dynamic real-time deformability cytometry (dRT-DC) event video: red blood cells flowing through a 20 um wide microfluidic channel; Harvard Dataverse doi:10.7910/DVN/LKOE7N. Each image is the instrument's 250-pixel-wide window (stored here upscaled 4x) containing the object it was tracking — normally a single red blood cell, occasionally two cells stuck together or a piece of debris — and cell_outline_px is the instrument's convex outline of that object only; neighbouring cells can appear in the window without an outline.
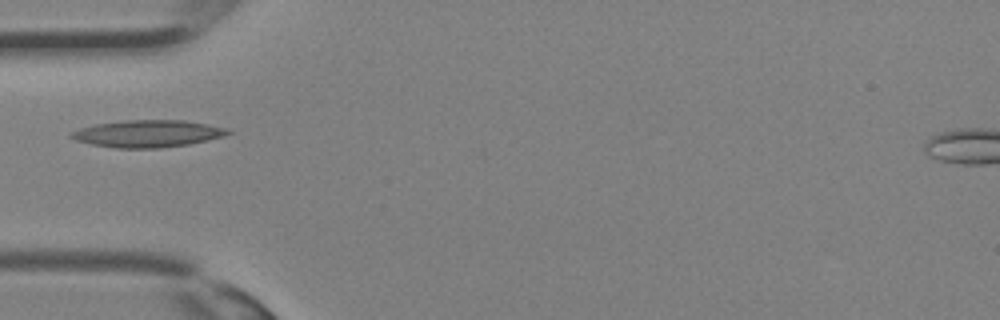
{"species": "Egyptian fruit bat (a non-hibernating species)", "species_latin": "Rousettus aegyptiacus", "temperature_condition": "room temperature", "stored_images_in_passage": 24, "camera_frame_rate_fps": 3000, "um_per_image_px": 0.085, "animal": {"sex": "female"}, "frame": {"image": 1, "passage_image": 1, "time_ms": 0.0, "image_size_px": [1000, 320], "cell_outline_px": [[232, 132], [224, 136], [188, 144], [160, 148], [112, 148], [92, 144], [76, 140], [68, 136], [68, 132], [80, 128], [96, 124], [124, 120], [184, 120], [208, 124], [228, 128]], "centroid_in_image_um": [12.53, 11.35], "position_along_channel_um": 72.5, "area_um2": 24.85}}
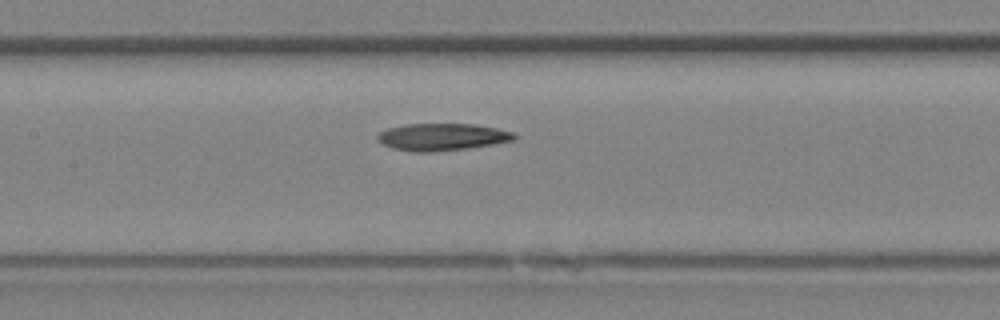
{"frame": {"image": 2, "passage_image": 6, "time_ms": 1.667, "image_size_px": [1000, 320], "cell_outline_px": [[520, 136], [516, 140], [468, 148], [432, 152], [412, 152], [392, 148], [376, 140], [376, 136], [380, 132], [388, 128], [404, 124], [472, 124], [496, 128], [512, 132]], "centroid_in_image_um": [37.58, 11.64], "position_along_channel_um": 169.8, "area_um2": 21.73}}
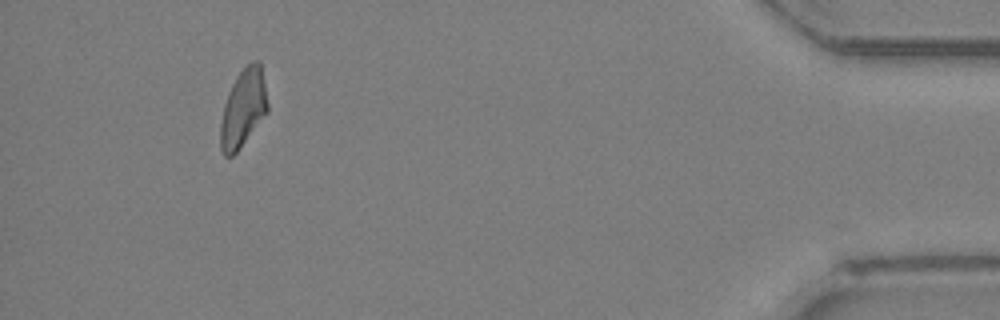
{"frame": {"image": 3, "passage_image": 22, "time_ms": 7.0, "image_size_px": [1000, 320], "cell_outline_px": [[268, 112], [240, 148], [232, 156], [224, 156], [220, 148], [220, 124], [224, 104], [228, 92], [236, 76], [252, 60], [260, 60], [268, 104]], "centroid_in_image_um": [20.67, 9.2], "position_along_channel_um": 414.5, "area_um2": 21.44}}